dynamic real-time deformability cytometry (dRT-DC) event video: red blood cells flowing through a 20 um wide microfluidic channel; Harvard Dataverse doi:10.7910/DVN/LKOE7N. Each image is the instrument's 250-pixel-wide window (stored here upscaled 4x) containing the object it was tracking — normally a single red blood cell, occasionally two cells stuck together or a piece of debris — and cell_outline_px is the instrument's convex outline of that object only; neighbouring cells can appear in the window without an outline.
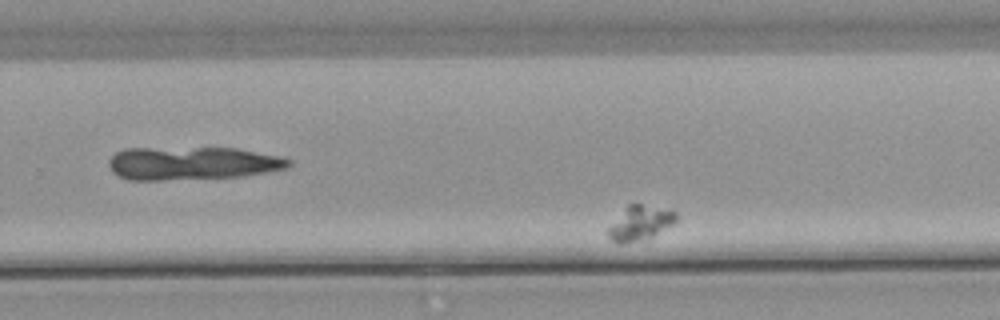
{"species": "common noctule bat (a hibernating species)", "species_latin": "Nyctalus noctula", "temperature_condition": "warm", "stored_images_in_passage": 54, "segment_of_instrument_passage": [2, 3], "camera_frame_rate_fps": 3000, "um_per_image_px": 0.085, "animal": {"sex": "male", "body_mass_g": 21.5, "forearm_length_mm": 52.0}, "frame": {"image": 1, "passage_image": 37, "time_ms": 12.0, "image_size_px": [1000, 320], "cell_outline_px": [[676, 220], [672, 224], [652, 236], [624, 244], [616, 244], [604, 232], [628, 204], [640, 204], [672, 208], [676, 212]], "centroid_in_image_um": [54.39, 18.94], "position_along_channel_um": 275.4, "area_um2": 13.76}}
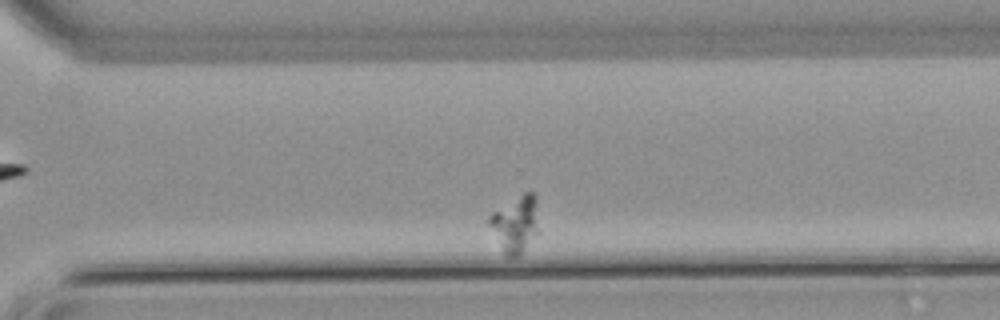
{"frame": {"image": 2, "passage_image": 42, "time_ms": 13.667, "image_size_px": [1000, 320], "cell_outline_px": [[536, 232], [520, 256], [504, 256], [488, 224], [488, 216], [492, 212], [524, 192], [532, 192], [536, 196]], "centroid_in_image_um": [43.75, 19.04], "position_along_channel_um": 326.9, "area_um2": 15.95}}